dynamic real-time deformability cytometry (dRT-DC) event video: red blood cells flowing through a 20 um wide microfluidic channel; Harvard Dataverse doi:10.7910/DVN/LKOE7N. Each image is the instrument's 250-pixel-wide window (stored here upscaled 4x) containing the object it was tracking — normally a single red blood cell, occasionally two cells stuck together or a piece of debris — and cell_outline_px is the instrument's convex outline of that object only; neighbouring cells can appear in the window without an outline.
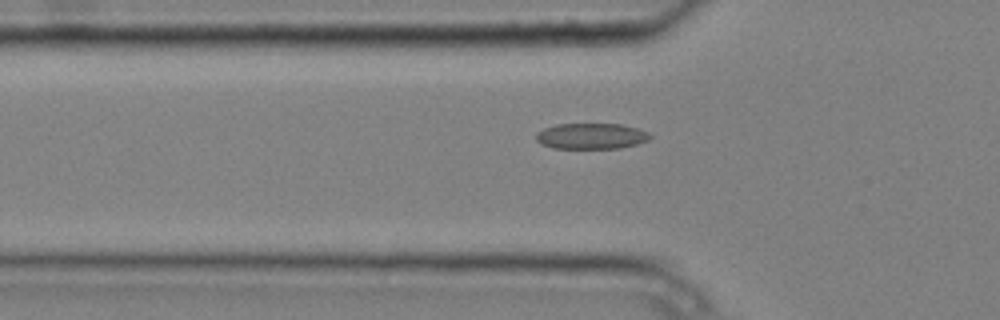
{"species": "common noctule bat (a hibernating species)", "species_latin": "Nyctalus noctula", "temperature_condition": "cold", "stored_images_in_passage": 4, "camera_frame_rate_fps": 3000, "um_per_image_px": 0.085, "animal": {"sex": "male", "body_mass_g": 20.4}, "frame": {"image": 1, "passage_image": 4, "time_ms": 1.0, "image_size_px": [1000, 320], "cell_outline_px": [[652, 136], [648, 140], [636, 144], [620, 148], [552, 148], [540, 144], [536, 140], [536, 132], [544, 128], [556, 124], [620, 124], [636, 128], [648, 132]], "centroid_in_image_um": [50.22, 11.57], "position_along_channel_um": 75.6, "area_um2": 17.17}}